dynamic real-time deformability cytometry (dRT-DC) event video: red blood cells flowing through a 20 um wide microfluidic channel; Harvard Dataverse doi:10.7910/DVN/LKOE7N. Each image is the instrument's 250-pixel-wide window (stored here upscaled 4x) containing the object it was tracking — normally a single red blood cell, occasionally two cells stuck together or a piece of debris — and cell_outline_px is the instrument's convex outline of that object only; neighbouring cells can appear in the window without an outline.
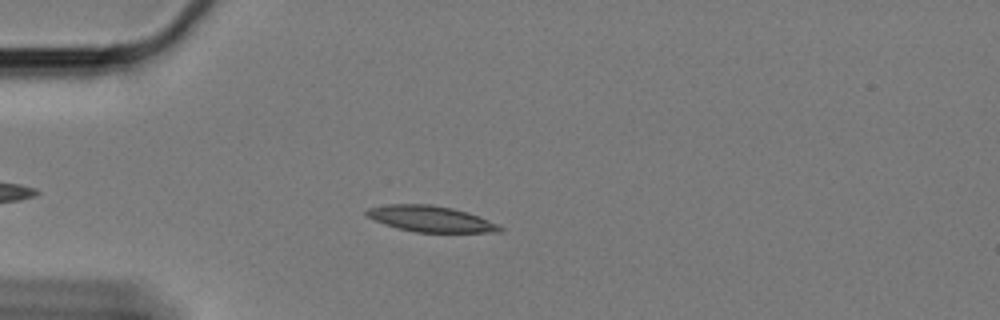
{"species": "Egyptian fruit bat (a non-hibernating species)", "species_latin": "Rousettus aegyptiacus", "temperature_condition": "cold", "stored_images_in_passage": 49, "camera_frame_rate_fps": 3000, "um_per_image_px": 0.085, "animal": {"sex": "female"}, "frame": {"image": 1, "passage_image": 9, "time_ms": 2.667, "image_size_px": [1000, 320], "cell_outline_px": [[504, 228], [500, 232], [412, 232], [384, 224], [364, 216], [364, 212], [368, 208], [388, 204], [432, 204], [452, 208], [468, 212], [488, 220]], "centroid_in_image_um": [36.55, 18.6], "position_along_channel_um": 48.4, "area_um2": 20.23}}
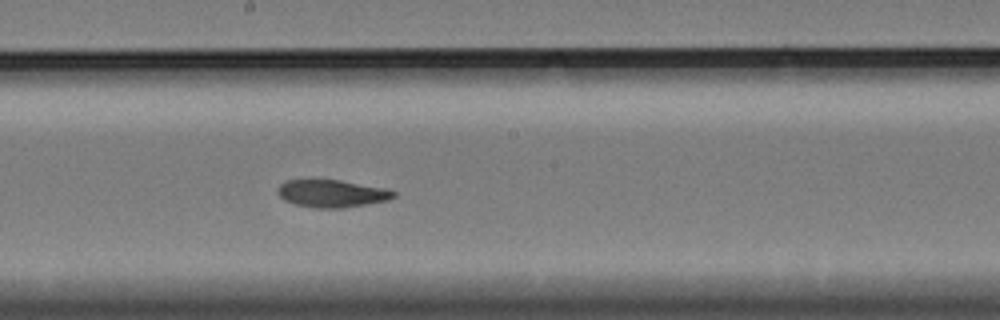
{"frame": {"image": 2, "passage_image": 26, "time_ms": 8.333, "image_size_px": [1000, 320], "cell_outline_px": [[396, 196], [388, 200], [344, 208], [316, 208], [296, 204], [284, 200], [276, 192], [276, 188], [280, 184], [288, 180], [340, 180], [384, 188], [396, 192]], "centroid_in_image_um": [28.19, 16.45], "position_along_channel_um": 220.0, "area_um2": 18.5}}
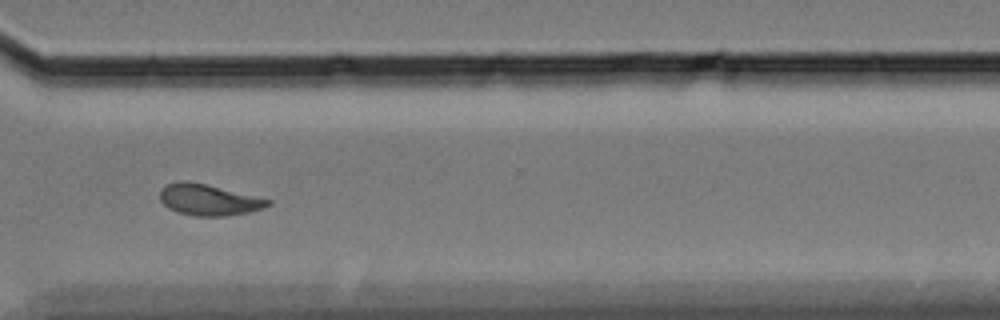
{"frame": {"image": 3, "passage_image": 38, "time_ms": 12.333, "image_size_px": [1000, 320], "cell_outline_px": [[272, 204], [248, 212], [224, 216], [196, 216], [176, 212], [168, 208], [160, 200], [160, 188], [168, 184], [180, 180], [184, 180], [204, 184], [272, 200]], "centroid_in_image_um": [17.69, 16.99], "position_along_channel_um": 352.9, "area_um2": 19.36}, "authors_computed_cell_mechanics": {"area_um2": 19.363, "velocity_mm_per_s": 3.3173, "shape_relaxation_time_tau1_ms": 5.241, "shape_relaxation_time_tau2_ms": 6.17, "deformation_change_tau1": 0.1644, "deformation_change_tau2": 0.0862}}